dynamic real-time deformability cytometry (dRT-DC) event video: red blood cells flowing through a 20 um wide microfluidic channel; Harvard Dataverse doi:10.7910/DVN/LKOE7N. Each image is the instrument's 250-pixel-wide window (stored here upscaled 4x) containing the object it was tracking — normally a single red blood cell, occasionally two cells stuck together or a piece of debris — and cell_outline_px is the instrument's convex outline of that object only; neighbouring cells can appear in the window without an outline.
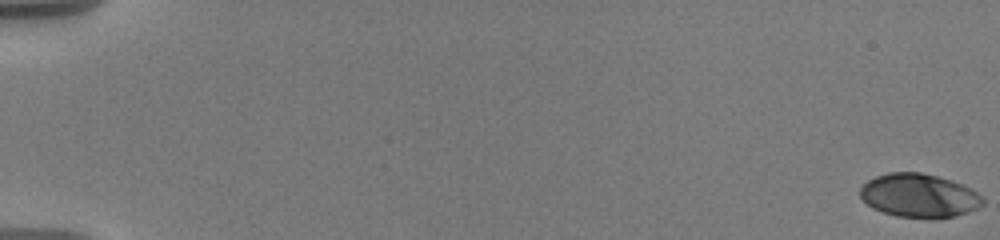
{"species": "human", "species_latin": "Homo sapiens", "temperature_condition": "warm", "stored_images_in_passage": 103, "camera_frame_rate_fps": 3000, "um_per_image_px": 0.085, "donor": {"sex": "male"}, "frame": {"image": 1, "passage_image": 1, "time_ms": 0.0, "image_size_px": [1000, 240], "cell_outline_px": [[984, 204], [968, 212], [956, 216], [936, 220], [896, 216], [872, 208], [860, 196], [860, 188], [868, 180], [876, 176], [888, 172], [920, 172], [936, 176], [972, 188], [984, 200]], "centroid_in_image_um": [78.12, 16.65], "position_along_channel_um": 6.9, "area_um2": 31.33}}
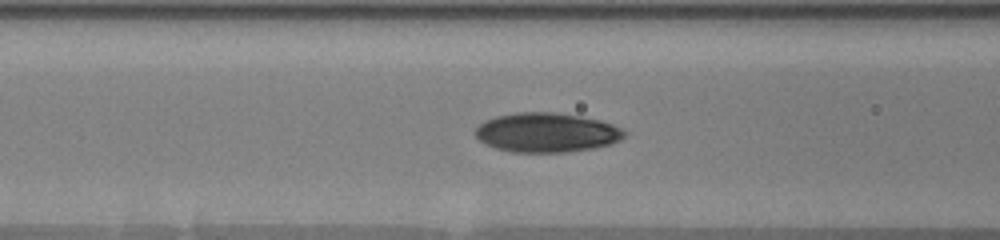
{"frame": {"image": 2, "passage_image": 47, "time_ms": 8.333, "image_size_px": [1000, 240], "cell_outline_px": [[624, 136], [620, 140], [612, 144], [592, 148], [568, 152], [512, 152], [496, 148], [480, 140], [476, 136], [476, 128], [484, 120], [496, 116], [516, 112], [556, 112], [580, 116], [600, 120], [612, 124], [620, 128], [624, 132]], "centroid_in_image_um": [46.46, 11.26], "position_along_channel_um": 120.1, "area_um2": 34.1}}
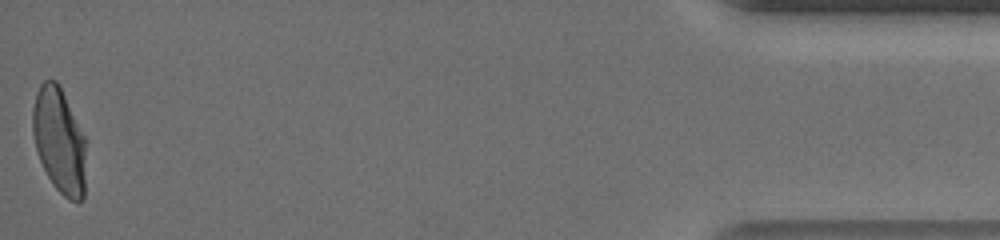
{"frame": {"image": 3, "passage_image": 102, "time_ms": 19.0, "image_size_px": [1000, 240], "cell_outline_px": [[84, 200], [76, 204], [68, 200], [56, 188], [48, 176], [40, 160], [36, 148], [32, 132], [32, 108], [36, 92], [40, 84], [44, 80], [56, 80], [84, 136]], "centroid_in_image_um": [5.01, 11.98], "position_along_channel_um": 430.2, "area_um2": 32.31}, "authors_computed_cell_mechanics": {"area_um2": 32.368, "velocity_mm_per_s": 3.6538, "shape_relaxation_time_tau1_ms": 4.9846, "shape_relaxation_time_tau2_ms": 1.1029, "deformation_change_tau1": 0.1984, "deformation_change_tau2": 0.0516}}